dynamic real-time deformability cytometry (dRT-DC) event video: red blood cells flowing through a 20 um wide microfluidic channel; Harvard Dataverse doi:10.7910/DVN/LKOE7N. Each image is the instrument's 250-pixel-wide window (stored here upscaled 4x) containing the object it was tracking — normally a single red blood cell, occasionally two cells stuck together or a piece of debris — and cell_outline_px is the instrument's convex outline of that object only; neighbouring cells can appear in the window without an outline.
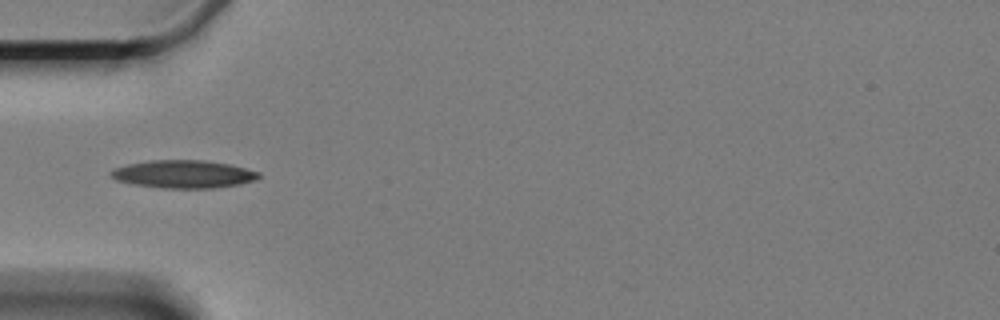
{"species": "Egyptian fruit bat (a non-hibernating species)", "species_latin": "Rousettus aegyptiacus", "temperature_condition": "cold", "stored_images_in_passage": 6, "camera_frame_rate_fps": 3000, "um_per_image_px": 0.085, "animal": {"sex": "female"}, "frame": {"image": 1, "passage_image": 1, "time_ms": 0.0, "image_size_px": [1000, 320], "cell_outline_px": [[260, 176], [256, 180], [240, 184], [216, 188], [160, 188], [132, 184], [116, 180], [108, 172], [116, 168], [128, 164], [152, 160], [204, 160], [228, 164], [260, 172]], "centroid_in_image_um": [15.6, 14.81], "position_along_channel_um": 69.4, "area_um2": 23.99}}
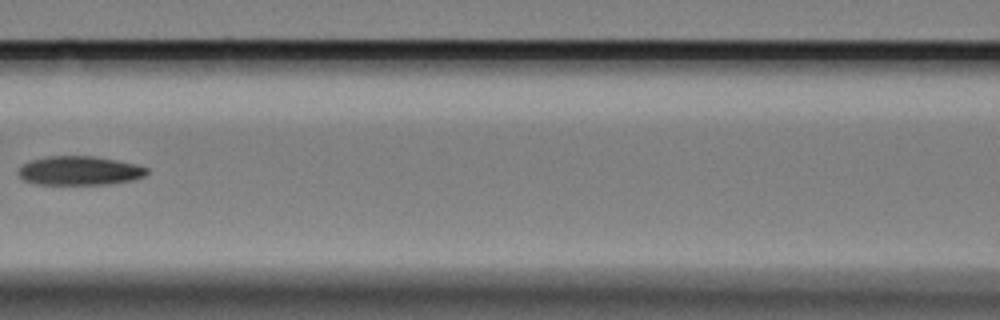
{"frame": {"image": 2, "passage_image": 3, "time_ms": 2.667, "image_size_px": [1000, 320], "cell_outline_px": [[148, 172], [144, 176], [132, 180], [108, 184], [36, 184], [24, 180], [20, 176], [20, 168], [24, 164], [32, 160], [44, 156], [92, 156], [116, 160], [136, 164], [148, 168]], "centroid_in_image_um": [6.78, 14.5], "position_along_channel_um": 159.8, "area_um2": 21.5}}
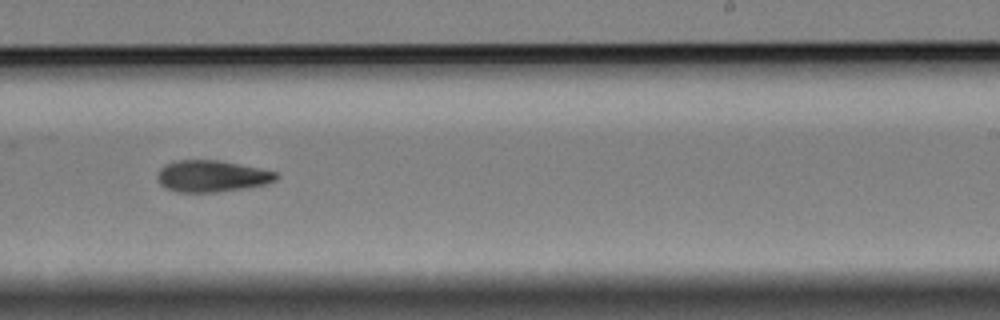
{"frame": {"image": 3, "passage_image": 6, "time_ms": 6.0, "image_size_px": [1000, 320], "cell_outline_px": [[280, 176], [276, 180], [264, 184], [248, 188], [220, 192], [172, 192], [164, 188], [160, 184], [156, 176], [160, 168], [164, 164], [176, 160], [220, 160], [260, 168], [276, 172]], "centroid_in_image_um": [17.98, 14.98], "position_along_channel_um": 271.0, "area_um2": 22.25}}